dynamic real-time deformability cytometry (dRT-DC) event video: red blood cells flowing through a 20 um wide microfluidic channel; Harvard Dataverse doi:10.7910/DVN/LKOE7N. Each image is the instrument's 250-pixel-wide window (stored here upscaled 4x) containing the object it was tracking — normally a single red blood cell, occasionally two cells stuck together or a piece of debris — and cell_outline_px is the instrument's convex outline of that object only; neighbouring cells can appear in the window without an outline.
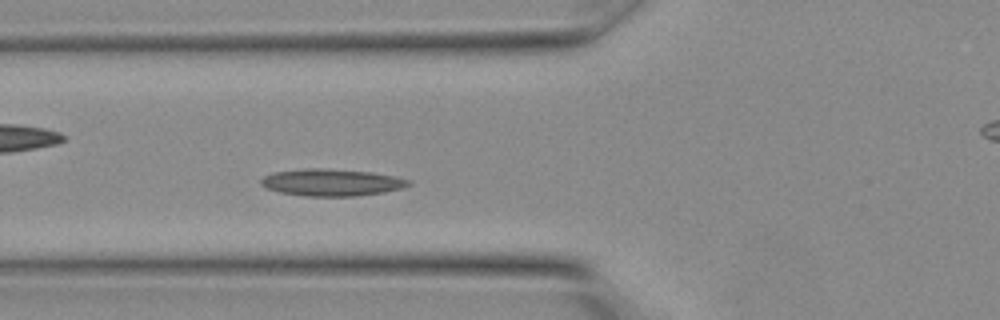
{"species": "Egyptian fruit bat (a non-hibernating species)", "species_latin": "Rousettus aegyptiacus", "temperature_condition": "warm", "stored_images_in_passage": 7, "camera_frame_rate_fps": 3000, "um_per_image_px": 0.085, "animal": {"sex": "female"}, "frame": {"image": 1, "passage_image": 7, "time_ms": 2.0, "image_size_px": [1000, 320], "cell_outline_px": [[412, 184], [404, 188], [384, 192], [356, 196], [304, 196], [280, 192], [268, 188], [260, 184], [260, 180], [264, 176], [276, 172], [312, 168], [320, 168], [372, 172], [396, 176], [412, 180]], "centroid_in_image_um": [28.26, 15.51], "position_along_channel_um": 97.5, "area_um2": 23.18}}